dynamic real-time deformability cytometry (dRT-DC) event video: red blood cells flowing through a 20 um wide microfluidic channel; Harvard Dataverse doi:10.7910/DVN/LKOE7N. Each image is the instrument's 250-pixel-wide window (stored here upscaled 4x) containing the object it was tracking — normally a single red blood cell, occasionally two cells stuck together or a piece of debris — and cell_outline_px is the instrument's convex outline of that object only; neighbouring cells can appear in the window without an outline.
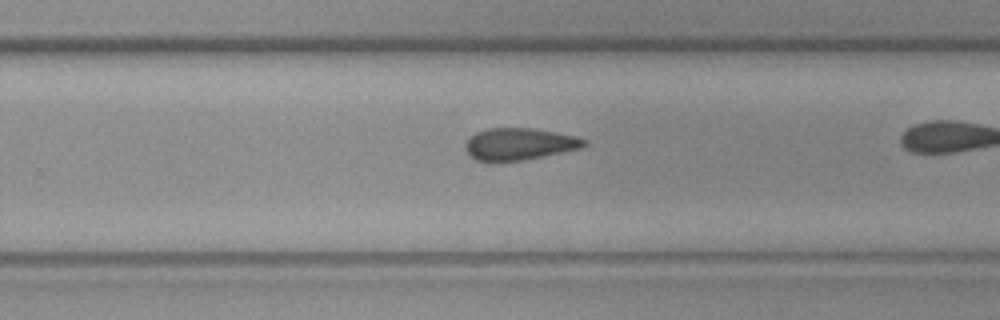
{"species": "common noctule bat (a hibernating species)", "species_latin": "Nyctalus noctula", "temperature_condition": "cold", "stored_images_in_passage": 23, "camera_frame_rate_fps": 3000, "um_per_image_px": 0.085, "animal": {"sex": "female", "body_mass_g": 19.3, "forearm_length_mm": 54.1}, "frame": {"image": 1, "passage_image": 19, "time_ms": 6.0, "image_size_px": [1000, 320], "cell_outline_px": [[588, 144], [580, 148], [520, 160], [496, 164], [476, 160], [464, 148], [464, 144], [476, 132], [488, 128], [532, 128], [576, 136], [588, 140]], "centroid_in_image_um": [44.1, 12.26], "position_along_channel_um": 285.7, "area_um2": 22.2}}